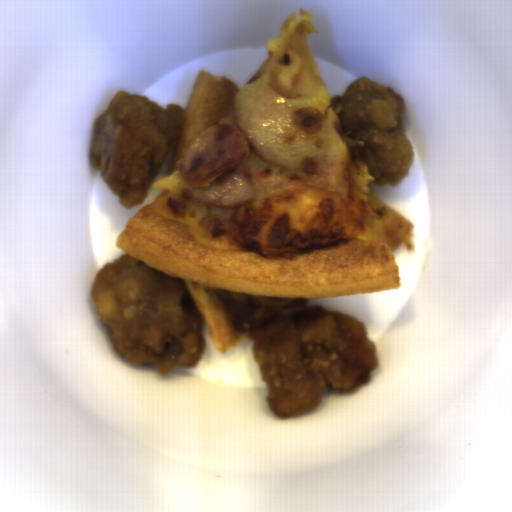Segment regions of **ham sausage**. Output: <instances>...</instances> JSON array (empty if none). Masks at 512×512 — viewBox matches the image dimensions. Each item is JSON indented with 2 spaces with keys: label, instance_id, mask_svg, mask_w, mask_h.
<instances>
[{
  "label": "ham sausage",
  "instance_id": "obj_1",
  "mask_svg": "<svg viewBox=\"0 0 512 512\" xmlns=\"http://www.w3.org/2000/svg\"><path fill=\"white\" fill-rule=\"evenodd\" d=\"M250 152L243 131L233 123H217L198 133L183 156L179 170L192 186L209 184L244 160Z\"/></svg>",
  "mask_w": 512,
  "mask_h": 512
}]
</instances>
